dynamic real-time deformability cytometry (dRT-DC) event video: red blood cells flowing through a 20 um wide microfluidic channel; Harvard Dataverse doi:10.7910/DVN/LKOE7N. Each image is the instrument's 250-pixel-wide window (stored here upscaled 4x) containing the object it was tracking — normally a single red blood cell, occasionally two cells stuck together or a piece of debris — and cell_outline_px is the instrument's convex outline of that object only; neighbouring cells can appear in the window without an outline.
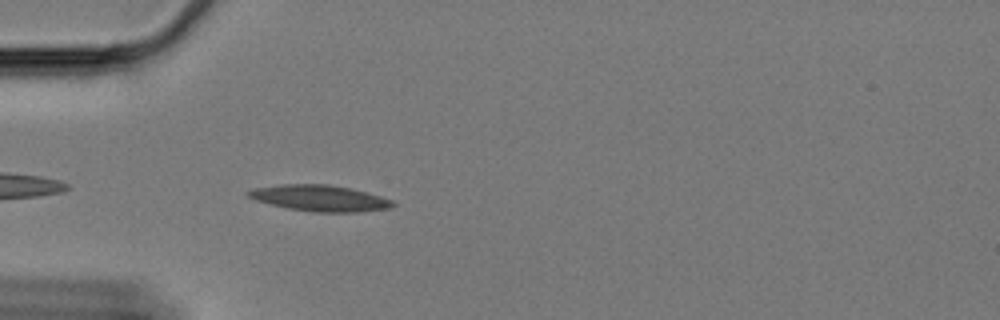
{"species": "Egyptian fruit bat (a non-hibernating species)", "species_latin": "Rousettus aegyptiacus", "temperature_condition": "cold", "stored_images_in_passage": 22, "camera_frame_rate_fps": 3000, "um_per_image_px": 0.085, "animal": {"sex": "female"}, "frame": {"image": 1, "passage_image": 3, "time_ms": 0.667, "image_size_px": [1000, 320], "cell_outline_px": [[396, 204], [392, 208], [360, 212], [316, 212], [288, 208], [256, 200], [248, 196], [244, 192], [256, 188], [280, 184], [328, 184], [352, 188], [380, 196], [392, 200]], "centroid_in_image_um": [27.22, 16.84], "position_along_channel_um": 57.8, "area_um2": 21.96}}
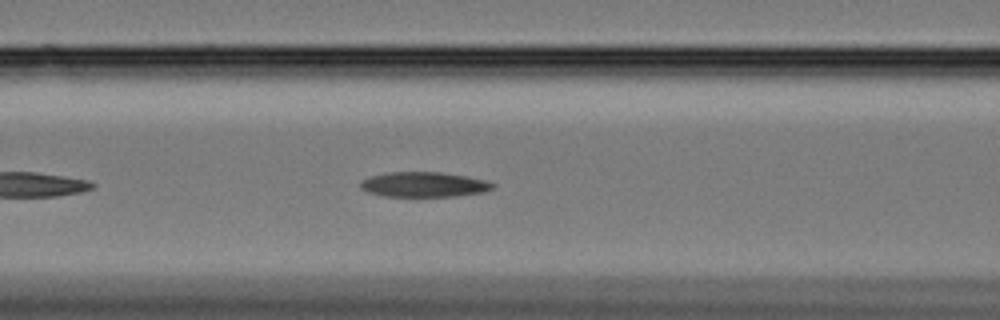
{"frame": {"image": 2, "passage_image": 10, "time_ms": 3.0, "image_size_px": [1000, 320], "cell_outline_px": [[496, 184], [492, 188], [484, 192], [456, 196], [384, 196], [368, 192], [360, 188], [360, 180], [384, 172], [440, 172], [464, 176], [484, 180]], "centroid_in_image_um": [35.99, 15.68], "position_along_channel_um": 130.6, "area_um2": 19.19}}
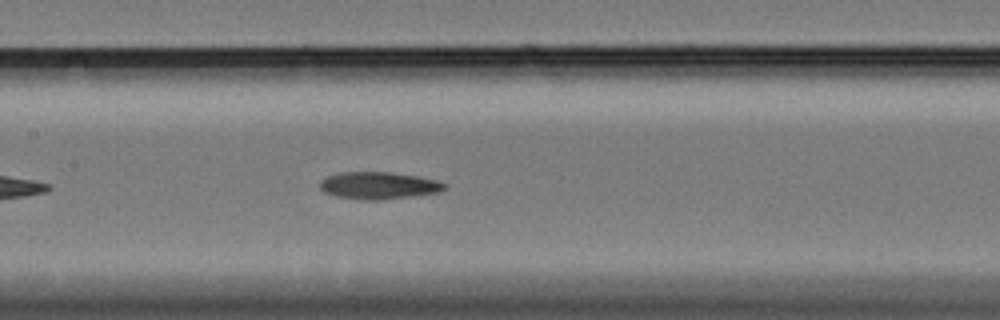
{"frame": {"image": 3, "passage_image": 14, "time_ms": 4.333, "image_size_px": [1000, 320], "cell_outline_px": [[448, 188], [440, 192], [380, 200], [364, 200], [336, 196], [324, 192], [320, 188], [320, 180], [328, 176], [340, 172], [392, 172], [416, 176], [436, 180], [448, 184]], "centroid_in_image_um": [32.2, 15.76], "position_along_channel_um": 175.2, "area_um2": 19.77}}